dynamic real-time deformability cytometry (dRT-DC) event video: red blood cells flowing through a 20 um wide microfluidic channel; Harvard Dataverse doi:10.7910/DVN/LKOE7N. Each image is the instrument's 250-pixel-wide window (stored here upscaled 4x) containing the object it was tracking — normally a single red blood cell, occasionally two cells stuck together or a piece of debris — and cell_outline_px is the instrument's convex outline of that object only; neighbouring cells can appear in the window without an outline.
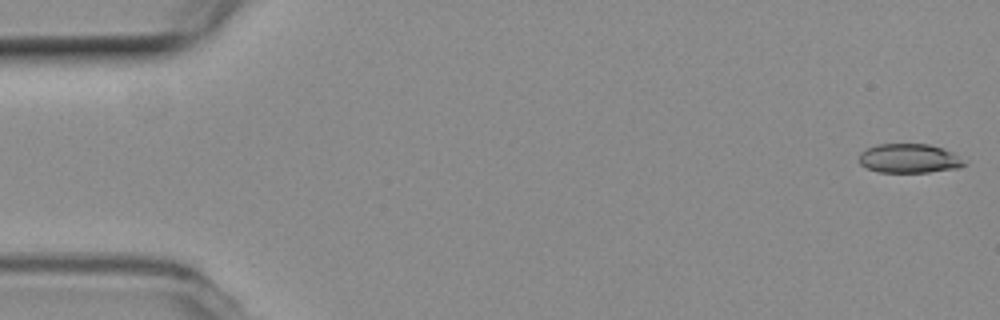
{"species": "common noctule bat (a hibernating species)", "species_latin": "Nyctalus noctula", "temperature_condition": "room temperature", "stored_images_in_passage": 19, "camera_frame_rate_fps": 3000, "um_per_image_px": 0.085, "animal": {"sex": "female", "body_mass_g": 19.3, "forearm_length_mm": 54.1}, "frame": {"image": 1, "passage_image": 1, "time_ms": 0.0, "image_size_px": [1000, 320], "cell_outline_px": [[968, 164], [960, 168], [928, 172], [880, 172], [868, 168], [860, 164], [860, 152], [876, 144], [928, 144], [952, 152], [968, 160]], "centroid_in_image_um": [77.35, 13.47], "position_along_channel_um": 7.7, "area_um2": 17.98}}
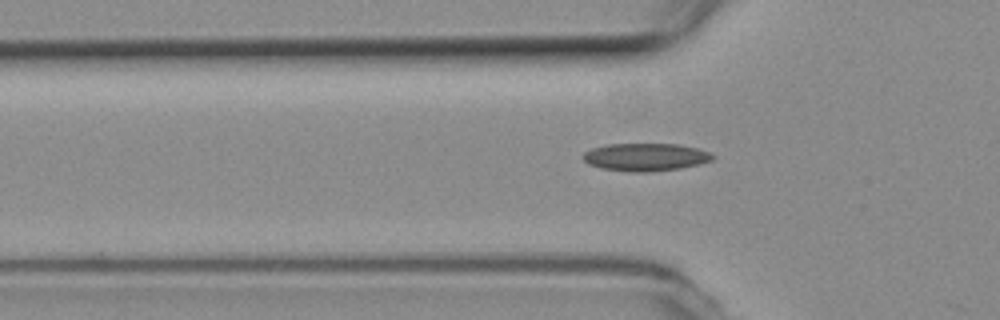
{"frame": {"image": 2, "passage_image": 17, "time_ms": 5.333, "image_size_px": [1000, 320], "cell_outline_px": [[716, 156], [712, 160], [700, 164], [680, 168], [648, 172], [628, 172], [600, 168], [588, 164], [580, 156], [584, 152], [592, 148], [608, 144], [680, 144], [696, 148], [708, 152]], "centroid_in_image_um": [54.84, 13.35], "position_along_channel_um": 71.0, "area_um2": 21.1}}